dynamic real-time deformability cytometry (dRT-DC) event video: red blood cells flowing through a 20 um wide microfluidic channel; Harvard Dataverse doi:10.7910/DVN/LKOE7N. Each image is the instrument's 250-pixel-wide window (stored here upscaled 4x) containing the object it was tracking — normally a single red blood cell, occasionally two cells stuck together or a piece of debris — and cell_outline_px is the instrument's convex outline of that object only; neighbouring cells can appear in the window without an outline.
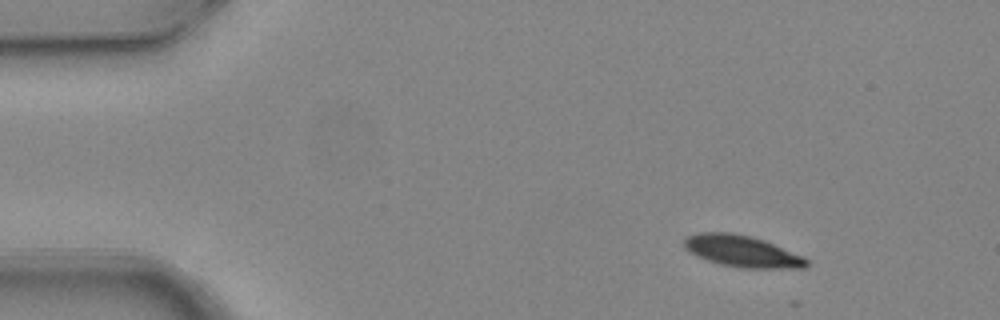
{"species": "common noctule bat (a hibernating species)", "species_latin": "Nyctalus noctula", "temperature_condition": "warm", "stored_images_in_passage": 6, "camera_frame_rate_fps": 3000, "um_per_image_px": 0.085, "animal": {"sex": "female", "body_mass_g": 24.6, "forearm_length_mm": 56.2}, "frame": {"image": 1, "passage_image": 1, "time_ms": 0.0, "image_size_px": [1000, 320], "cell_outline_px": [[808, 264], [804, 268], [740, 268], [720, 264], [696, 256], [688, 252], [684, 248], [684, 236], [696, 232], [732, 232], [752, 236], [764, 240], [804, 256], [808, 260]], "centroid_in_image_um": [63.04, 21.34], "position_along_channel_um": 22.0, "area_um2": 22.83}}
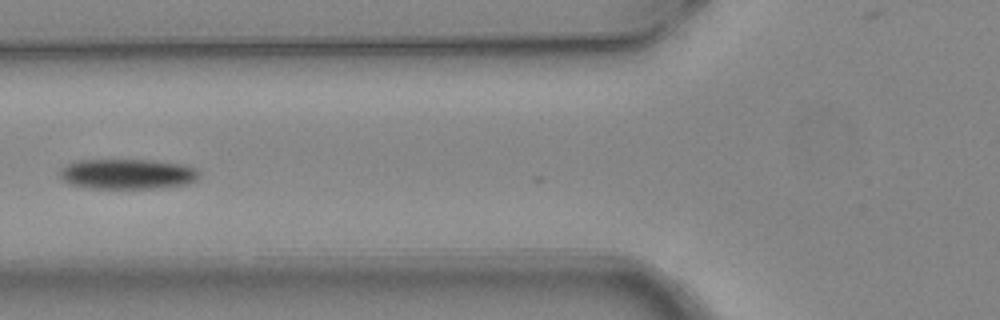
{"frame": {"image": 2, "passage_image": 5, "time_ms": 1.333, "image_size_px": [1000, 320], "cell_outline_px": [[200, 176], [196, 180], [188, 184], [164, 188], [92, 188], [72, 184], [64, 180], [60, 176], [60, 168], [76, 160], [152, 160], [184, 164], [196, 168], [200, 172]], "centroid_in_image_um": [10.9, 14.79], "position_along_channel_um": 114.9, "area_um2": 24.68}}
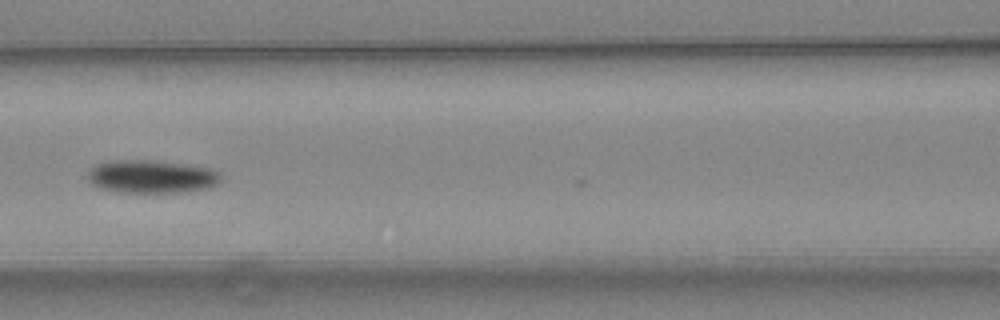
{"frame": {"image": 3, "passage_image": 6, "time_ms": 1.667, "image_size_px": [1000, 320], "cell_outline_px": [[220, 180], [212, 188], [180, 192], [120, 192], [100, 188], [92, 184], [88, 180], [88, 168], [92, 164], [112, 160], [148, 160], [184, 164], [212, 168], [220, 172]], "centroid_in_image_um": [12.85, 15.0], "position_along_channel_um": 153.7, "area_um2": 25.89}}